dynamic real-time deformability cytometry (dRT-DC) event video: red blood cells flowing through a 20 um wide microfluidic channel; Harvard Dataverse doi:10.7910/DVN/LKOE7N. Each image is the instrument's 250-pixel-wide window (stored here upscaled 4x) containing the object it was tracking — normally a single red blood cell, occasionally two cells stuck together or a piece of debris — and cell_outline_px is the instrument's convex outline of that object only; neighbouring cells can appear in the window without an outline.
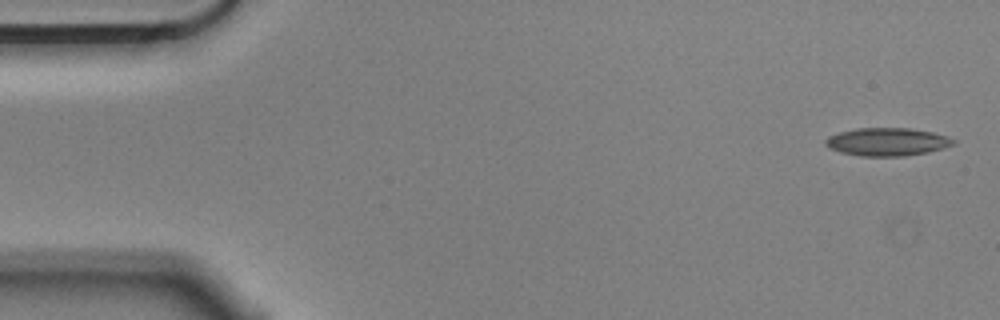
{"species": "Egyptian fruit bat (a non-hibernating species)", "species_latin": "Rousettus aegyptiacus", "temperature_condition": "cold", "stored_images_in_passage": 5, "camera_frame_rate_fps": 3000, "um_per_image_px": 0.085, "animal": {"sex": "male"}, "frame": {"image": 1, "passage_image": 1, "time_ms": 0.0, "image_size_px": [1000, 320], "cell_outline_px": [[956, 144], [944, 148], [928, 152], [904, 156], [860, 156], [840, 152], [828, 148], [824, 144], [824, 140], [828, 136], [840, 132], [856, 128], [912, 128], [932, 132], [948, 136], [956, 140]], "centroid_in_image_um": [75.42, 12.05], "position_along_channel_um": 9.6, "area_um2": 21.1}}
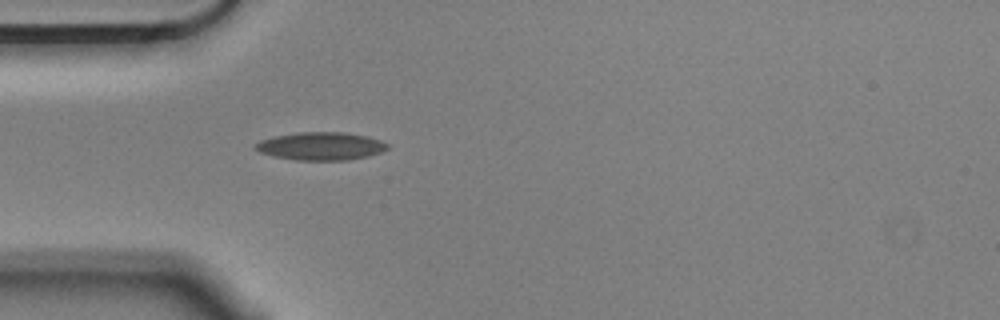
{"frame": {"image": 2, "passage_image": 5, "time_ms": 1.333, "image_size_px": [1000, 320], "cell_outline_px": [[388, 148], [380, 152], [368, 156], [348, 160], [296, 160], [276, 156], [260, 152], [256, 148], [256, 144], [260, 140], [276, 136], [296, 132], [344, 132], [368, 136], [380, 140], [388, 144]], "centroid_in_image_um": [27.31, 12.41], "position_along_channel_um": 57.7, "area_um2": 21.33}}